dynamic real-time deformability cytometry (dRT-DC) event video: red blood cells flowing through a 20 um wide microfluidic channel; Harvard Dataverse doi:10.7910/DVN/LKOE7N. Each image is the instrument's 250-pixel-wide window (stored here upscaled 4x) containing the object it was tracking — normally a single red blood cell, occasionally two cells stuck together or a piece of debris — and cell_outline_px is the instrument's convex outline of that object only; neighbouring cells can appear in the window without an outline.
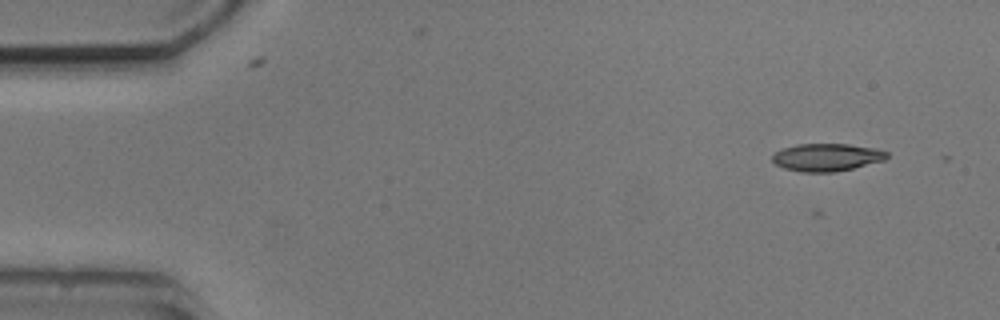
{"species": "common noctule bat (a hibernating species)", "species_latin": "Nyctalus noctula", "temperature_condition": "cold", "stored_images_in_passage": 3, "camera_frame_rate_fps": 3000, "um_per_image_px": 0.085, "animal": {"sex": "male", "body_mass_g": 20.5, "forearm_length_mm": 52.5}, "frame": {"image": 1, "passage_image": 1, "time_ms": 0.0, "image_size_px": [1000, 320], "cell_outline_px": [[888, 156], [884, 160], [836, 172], [800, 172], [784, 168], [776, 164], [772, 160], [772, 156], [780, 148], [796, 144], [848, 144], [872, 148], [888, 152]], "centroid_in_image_um": [70.23, 13.37], "position_along_channel_um": 14.8, "area_um2": 18.38}}